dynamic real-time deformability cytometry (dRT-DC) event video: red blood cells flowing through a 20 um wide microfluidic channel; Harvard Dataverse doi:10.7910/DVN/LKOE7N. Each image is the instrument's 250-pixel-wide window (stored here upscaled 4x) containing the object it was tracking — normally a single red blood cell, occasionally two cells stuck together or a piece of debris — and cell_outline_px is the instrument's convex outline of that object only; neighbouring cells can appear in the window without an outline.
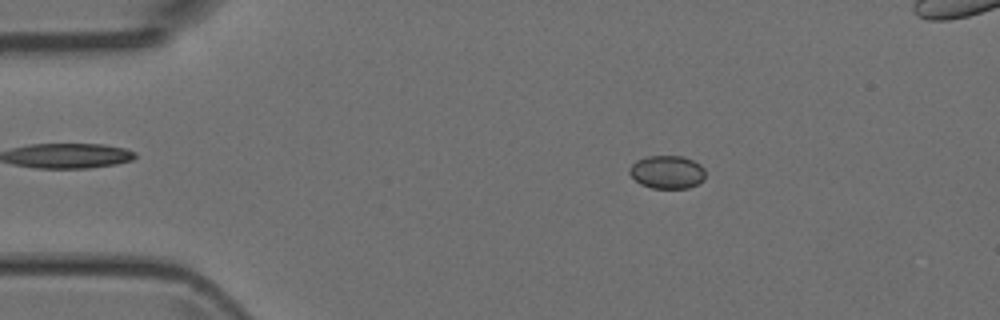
{"species": "Egyptian fruit bat (a non-hibernating species)", "species_latin": "Rousettus aegyptiacus", "temperature_condition": "room temperature", "stored_images_in_passage": 4, "camera_frame_rate_fps": 3000, "um_per_image_px": 0.085, "animal": {"sex": "female"}, "frame": {"image": 1, "passage_image": 1, "time_ms": 0.0, "image_size_px": [1000, 320], "cell_outline_px": [[704, 180], [688, 188], [652, 188], [640, 184], [628, 172], [628, 168], [636, 160], [648, 156], [684, 156], [700, 164], [704, 168]], "centroid_in_image_um": [56.69, 14.62], "position_along_channel_um": 28.3, "area_um2": 14.68}}